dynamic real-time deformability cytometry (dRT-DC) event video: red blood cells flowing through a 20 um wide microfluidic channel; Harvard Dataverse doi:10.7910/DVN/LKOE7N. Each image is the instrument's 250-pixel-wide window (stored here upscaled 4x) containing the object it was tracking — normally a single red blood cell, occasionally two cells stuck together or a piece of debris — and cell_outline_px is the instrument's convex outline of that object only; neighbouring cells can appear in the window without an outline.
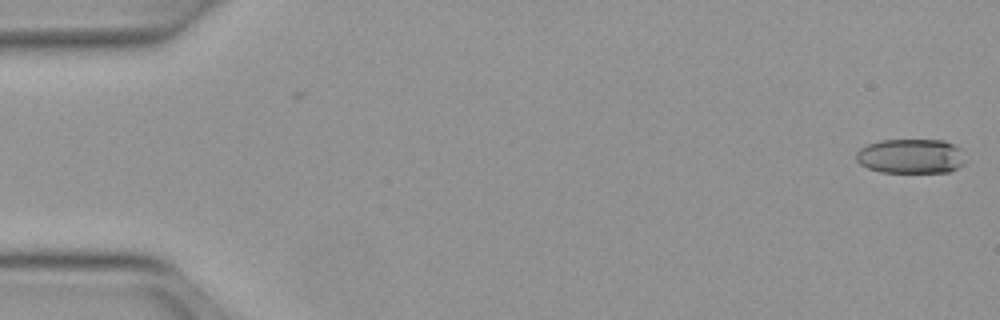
{"species": "Egyptian fruit bat (a non-hibernating species)", "species_latin": "Rousettus aegyptiacus", "temperature_condition": "warm", "stored_images_in_passage": 51, "camera_frame_rate_fps": 3000, "um_per_image_px": 0.085, "animal": {"sex": "female"}, "frame": {"image": 1, "passage_image": 1, "time_ms": 0.0, "image_size_px": [1000, 320], "cell_outline_px": [[968, 160], [964, 164], [948, 172], [880, 172], [868, 168], [860, 164], [856, 160], [856, 152], [860, 148], [868, 144], [880, 140], [944, 140], [964, 148]], "centroid_in_image_um": [77.5, 13.27], "position_along_channel_um": 7.5, "area_um2": 22.54}}
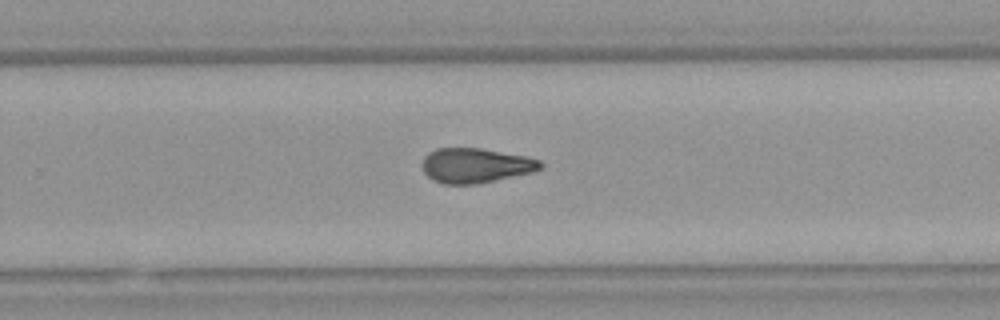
{"frame": {"image": 2, "passage_image": 33, "time_ms": 10.667, "image_size_px": [1000, 320], "cell_outline_px": [[544, 164], [540, 168], [532, 172], [496, 180], [476, 184], [444, 184], [432, 180], [424, 172], [420, 164], [424, 156], [428, 152], [436, 148], [480, 148], [528, 156], [540, 160]], "centroid_in_image_um": [40.39, 14.06], "position_along_channel_um": 289.4, "area_um2": 24.16}}
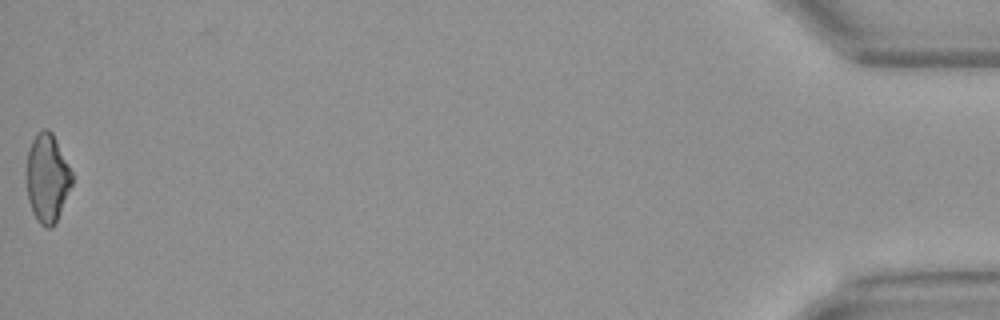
{"frame": {"image": 3, "passage_image": 51, "time_ms": 16.667, "image_size_px": [1000, 320], "cell_outline_px": [[72, 184], [56, 224], [52, 228], [44, 228], [36, 220], [32, 212], [28, 200], [24, 172], [28, 152], [32, 140], [36, 132], [44, 128], [48, 128], [52, 132], [72, 172]], "centroid_in_image_um": [3.98, 15.16], "position_along_channel_um": 431.2, "area_um2": 24.04}, "authors_computed_cell_mechanics": {"area_um2": 24.0448, "velocity_mm_per_s": 4.0307, "shape_relaxation_time_tau1_ms": null, "shape_relaxation_time_tau2_ms": 3.6399, "deformation_change_tau1": null, "deformation_change_tau2": 0.1233}}